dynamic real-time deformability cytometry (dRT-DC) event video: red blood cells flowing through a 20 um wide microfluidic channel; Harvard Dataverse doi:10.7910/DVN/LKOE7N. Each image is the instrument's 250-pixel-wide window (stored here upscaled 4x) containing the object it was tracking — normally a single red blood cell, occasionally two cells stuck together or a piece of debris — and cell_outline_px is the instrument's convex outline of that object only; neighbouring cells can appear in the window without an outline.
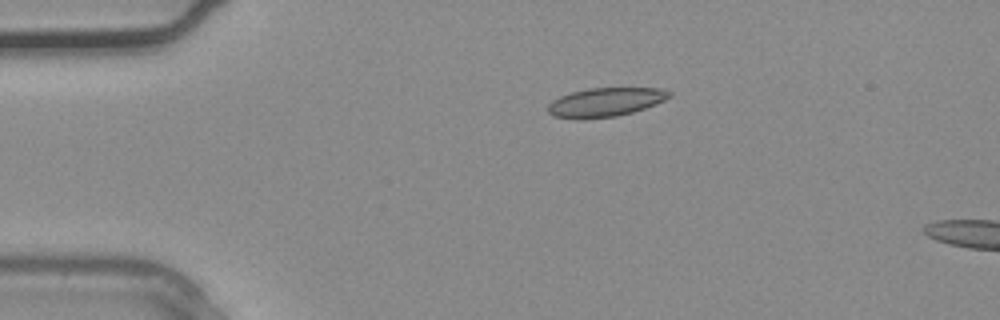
{"species": "common noctule bat (a hibernating species)", "species_latin": "Nyctalus noctula", "temperature_condition": "warm", "stored_images_in_passage": 4, "camera_frame_rate_fps": 3000, "um_per_image_px": 0.085, "animal": {"sex": "male", "body_mass_g": 20.4}, "frame": {"image": 1, "passage_image": 1, "time_ms": 0.0, "image_size_px": [1000, 320], "cell_outline_px": [[672, 96], [656, 104], [632, 112], [616, 116], [580, 120], [576, 120], [552, 116], [548, 112], [548, 104], [552, 100], [560, 96], [572, 92], [588, 88], [660, 88], [672, 92]], "centroid_in_image_um": [51.43, 8.69], "position_along_channel_um": 33.6, "area_um2": 20.63}}